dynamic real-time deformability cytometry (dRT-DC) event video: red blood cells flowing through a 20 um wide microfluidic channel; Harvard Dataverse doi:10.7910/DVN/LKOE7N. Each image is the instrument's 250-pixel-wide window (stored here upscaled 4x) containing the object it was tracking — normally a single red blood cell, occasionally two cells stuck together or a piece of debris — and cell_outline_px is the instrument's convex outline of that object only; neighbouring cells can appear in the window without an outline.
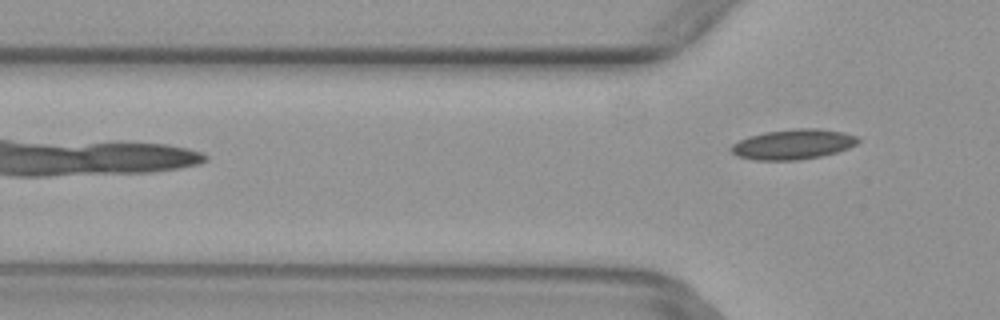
{"species": "common noctule bat (a hibernating species)", "species_latin": "Nyctalus noctula", "temperature_condition": "warm", "stored_images_in_passage": 6, "camera_frame_rate_fps": 3000, "um_per_image_px": 0.085, "animal": {"sex": "female", "body_mass_g": 29.2, "forearm_length_mm": 56.3}, "frame": {"image": 1, "passage_image": 6, "time_ms": 1.667, "image_size_px": [1000, 320], "cell_outline_px": [[860, 140], [856, 144], [848, 148], [836, 152], [820, 156], [796, 160], [756, 160], [736, 156], [728, 148], [732, 144], [748, 136], [764, 132], [796, 128], [816, 128], [844, 132], [856, 136]], "centroid_in_image_um": [67.38, 12.26], "position_along_channel_um": 58.4, "area_um2": 22.25}}